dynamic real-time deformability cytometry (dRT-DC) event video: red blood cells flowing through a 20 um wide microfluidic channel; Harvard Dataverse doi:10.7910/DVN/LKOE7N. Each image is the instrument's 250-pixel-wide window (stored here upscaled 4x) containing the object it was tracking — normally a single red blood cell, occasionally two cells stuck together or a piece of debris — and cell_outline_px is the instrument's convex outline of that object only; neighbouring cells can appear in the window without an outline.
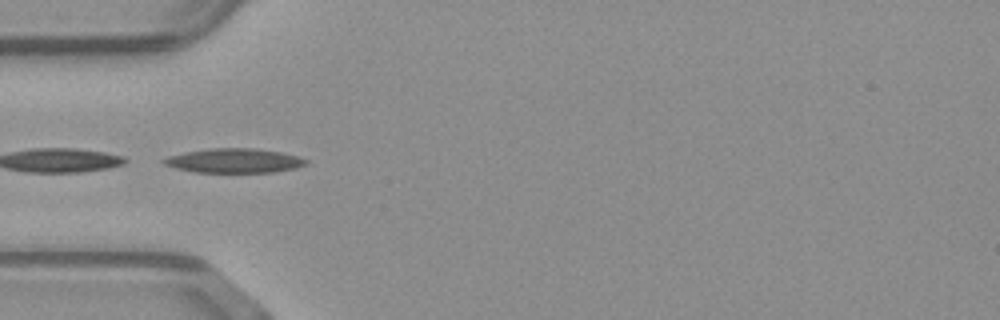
{"species": "common noctule bat (a hibernating species)", "species_latin": "Nyctalus noctula", "temperature_condition": "warm", "stored_images_in_passage": 11, "camera_frame_rate_fps": 3000, "um_per_image_px": 0.085, "animal": {"sex": "male", "body_mass_g": 23.1, "forearm_length_mm": 52.7}, "frame": {"image": 1, "passage_image": 1, "time_ms": 0.0, "image_size_px": [1000, 320], "cell_outline_px": [[308, 164], [296, 168], [272, 172], [196, 172], [176, 168], [164, 164], [160, 160], [168, 156], [184, 152], [212, 148], [256, 148], [280, 152], [296, 156], [308, 160]], "centroid_in_image_um": [19.9, 13.65], "position_along_channel_um": 65.1, "area_um2": 20.11}}
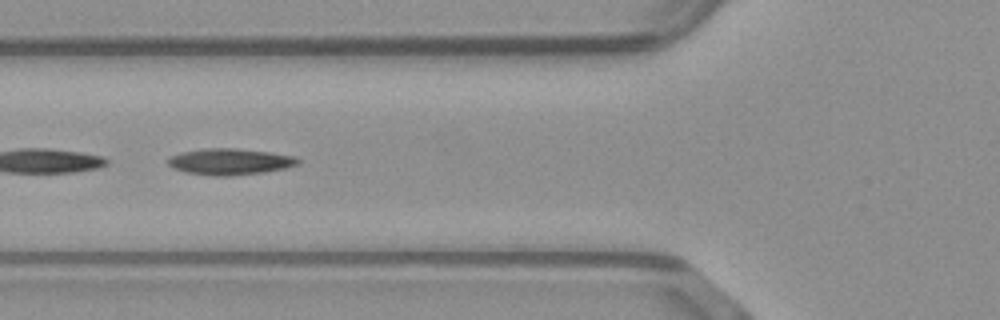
{"frame": {"image": 2, "passage_image": 4, "time_ms": 1.0, "image_size_px": [1000, 320], "cell_outline_px": [[300, 164], [284, 168], [264, 172], [232, 176], [216, 176], [184, 172], [172, 168], [164, 160], [168, 156], [184, 152], [208, 148], [236, 148], [268, 152], [296, 156], [300, 160]], "centroid_in_image_um": [19.52, 13.74], "position_along_channel_um": 106.3, "area_um2": 20.06}}
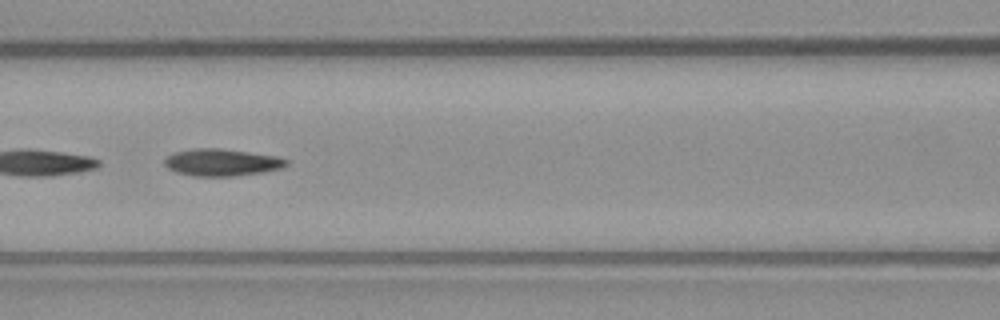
{"frame": {"image": 3, "passage_image": 7, "time_ms": 2.0, "image_size_px": [1000, 320], "cell_outline_px": [[288, 164], [284, 168], [264, 172], [236, 176], [192, 176], [176, 172], [168, 168], [164, 164], [164, 160], [172, 152], [192, 148], [220, 148], [276, 156], [288, 160]], "centroid_in_image_um": [18.84, 13.8], "position_along_channel_um": 147.8, "area_um2": 19.42}}